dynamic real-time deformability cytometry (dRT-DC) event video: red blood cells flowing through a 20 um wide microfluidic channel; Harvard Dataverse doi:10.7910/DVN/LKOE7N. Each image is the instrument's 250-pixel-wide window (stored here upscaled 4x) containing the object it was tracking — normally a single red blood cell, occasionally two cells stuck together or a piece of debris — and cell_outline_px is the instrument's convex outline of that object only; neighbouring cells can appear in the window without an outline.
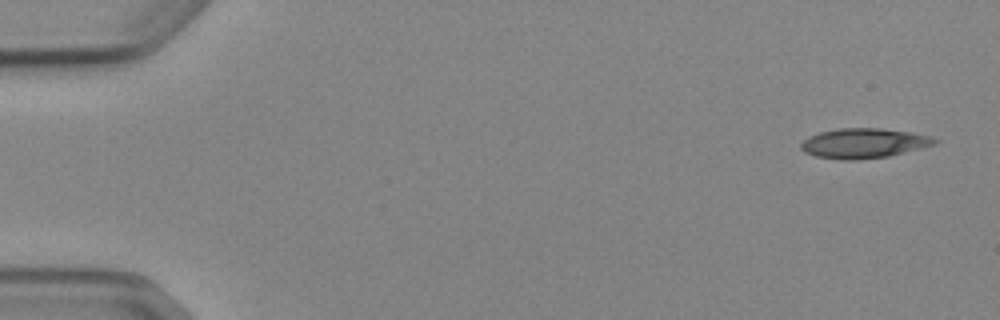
{"species": "Egyptian fruit bat (a non-hibernating species)", "species_latin": "Rousettus aegyptiacus", "temperature_condition": "cold", "stored_images_in_passage": 3, "camera_frame_rate_fps": 3000, "um_per_image_px": 0.085, "animal": {"sex": "female"}, "frame": {"image": 1, "passage_image": 1, "time_ms": 0.0, "image_size_px": [1000, 320], "cell_outline_px": [[940, 140], [936, 144], [888, 156], [856, 160], [844, 160], [816, 156], [804, 152], [800, 148], [800, 144], [808, 136], [820, 132], [840, 128], [880, 128], [912, 132], [932, 136]], "centroid_in_image_um": [73.43, 12.17], "position_along_channel_um": 11.6, "area_um2": 23.29}}